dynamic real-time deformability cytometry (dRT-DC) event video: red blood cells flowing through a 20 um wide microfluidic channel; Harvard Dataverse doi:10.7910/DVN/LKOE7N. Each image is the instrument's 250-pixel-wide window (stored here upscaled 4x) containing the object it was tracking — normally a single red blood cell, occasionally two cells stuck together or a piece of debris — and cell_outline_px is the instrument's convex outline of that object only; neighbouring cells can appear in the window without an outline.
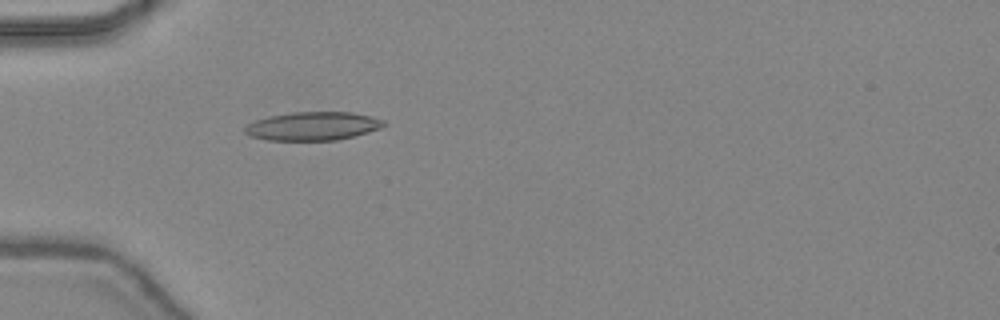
{"species": "common noctule bat (a hibernating species)", "species_latin": "Nyctalus noctula", "temperature_condition": "warm", "stored_images_in_passage": 41, "camera_frame_rate_fps": 3000, "um_per_image_px": 0.085, "animal": {"sex": "female", "body_mass_g": 24.6, "forearm_length_mm": 56.2}, "frame": {"image": 1, "passage_image": 10, "time_ms": 3.0, "image_size_px": [1000, 320], "cell_outline_px": [[388, 124], [380, 128], [356, 136], [336, 140], [268, 140], [252, 136], [244, 132], [244, 128], [248, 124], [256, 120], [268, 116], [292, 112], [352, 112], [372, 116], [384, 120]], "centroid_in_image_um": [26.63, 10.71], "position_along_channel_um": 58.4, "area_um2": 23.12}}
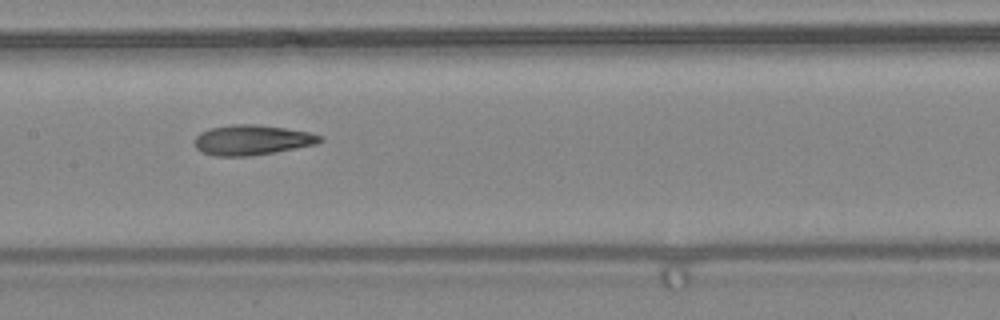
{"frame": {"image": 2, "passage_image": 19, "time_ms": 6.0, "image_size_px": [1000, 320], "cell_outline_px": [[324, 140], [316, 144], [272, 152], [248, 156], [212, 156], [200, 152], [196, 148], [196, 136], [200, 132], [208, 128], [232, 124], [252, 124], [284, 128], [312, 132], [320, 136]], "centroid_in_image_um": [21.38, 11.89], "position_along_channel_um": 186.0, "area_um2": 21.91}}
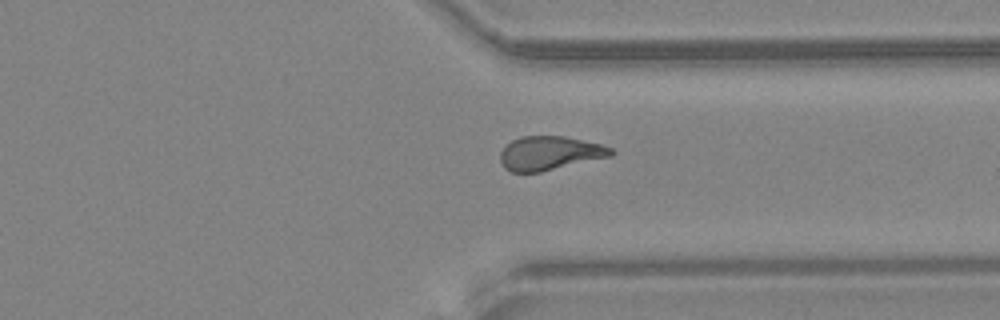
{"frame": {"image": 3, "passage_image": 31, "time_ms": 10.0, "image_size_px": [1000, 320], "cell_outline_px": [[616, 152], [612, 156], [540, 172], [512, 172], [504, 168], [500, 160], [500, 152], [512, 140], [520, 136], [564, 136], [600, 144], [612, 148]], "centroid_in_image_um": [46.73, 13.02], "position_along_channel_um": 364.7, "area_um2": 21.85}, "authors_computed_cell_mechanics": {"area_um2": 21.7328, "velocity_mm_per_s": 4.4734, "shape_relaxation_time_tau1_ms": null, "shape_relaxation_time_tau2_ms": 2.1907, "deformation_change_tau1": null, "deformation_change_tau2": 0.1056}}